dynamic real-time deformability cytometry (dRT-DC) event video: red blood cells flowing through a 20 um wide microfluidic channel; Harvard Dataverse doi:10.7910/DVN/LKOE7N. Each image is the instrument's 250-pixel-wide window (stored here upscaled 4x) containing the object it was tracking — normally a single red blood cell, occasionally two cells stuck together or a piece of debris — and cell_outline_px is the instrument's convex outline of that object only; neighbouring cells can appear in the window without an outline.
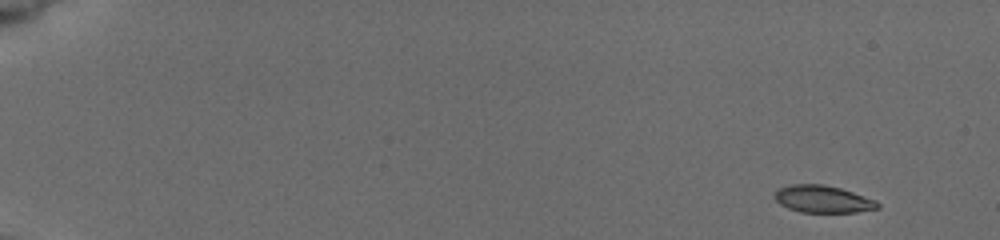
{"species": "common noctule bat (a hibernating species)", "species_latin": "Nyctalus noctula", "temperature_condition": "cold", "stored_images_in_passage": 31, "camera_frame_rate_fps": 3000, "um_per_image_px": 0.085, "animal": {"sex": "female", "body_mass_g": 19.5, "forearm_length_mm": 54.1}, "frame": {"image": 1, "passage_image": 2, "time_ms": 0.333, "image_size_px": [1000, 240], "cell_outline_px": [[880, 208], [856, 212], [800, 212], [788, 208], [780, 204], [772, 196], [780, 188], [792, 184], [824, 184], [840, 188], [876, 200], [880, 204]], "centroid_in_image_um": [69.94, 16.93], "position_along_channel_um": 15.1, "area_um2": 16.3}}
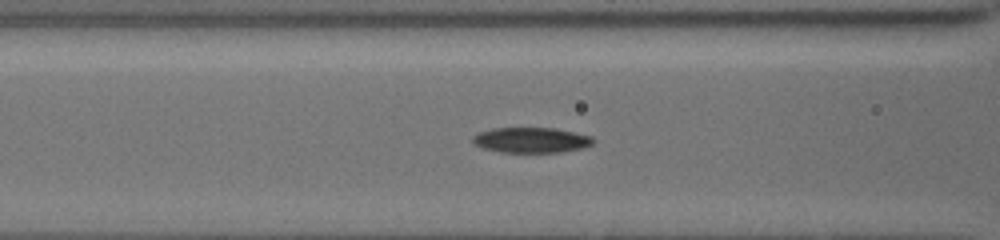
{"frame": {"image": 2, "passage_image": 23, "time_ms": 7.333, "image_size_px": [1000, 240], "cell_outline_px": [[596, 140], [592, 144], [584, 148], [560, 152], [500, 152], [484, 148], [472, 144], [472, 136], [480, 132], [492, 128], [556, 128], [576, 132], [592, 136]], "centroid_in_image_um": [45.18, 11.9], "position_along_channel_um": 121.4, "area_um2": 17.98}}
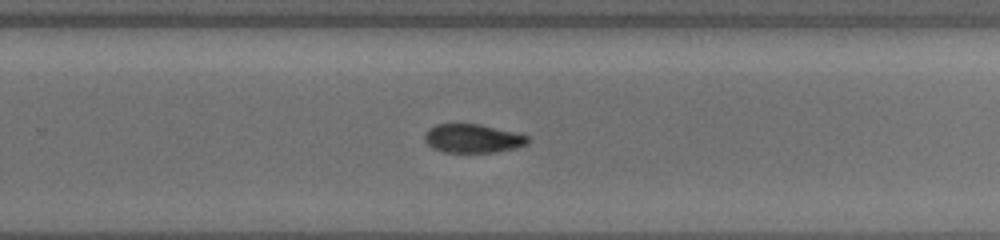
{"frame": {"image": 3, "passage_image": 31, "time_ms": 11.667, "image_size_px": [1000, 240], "cell_outline_px": [[528, 144], [516, 148], [496, 152], [444, 152], [432, 148], [424, 140], [424, 136], [428, 128], [436, 124], [480, 124], [528, 136]], "centroid_in_image_um": [40.15, 11.77], "position_along_channel_um": 289.6, "area_um2": 17.17}}